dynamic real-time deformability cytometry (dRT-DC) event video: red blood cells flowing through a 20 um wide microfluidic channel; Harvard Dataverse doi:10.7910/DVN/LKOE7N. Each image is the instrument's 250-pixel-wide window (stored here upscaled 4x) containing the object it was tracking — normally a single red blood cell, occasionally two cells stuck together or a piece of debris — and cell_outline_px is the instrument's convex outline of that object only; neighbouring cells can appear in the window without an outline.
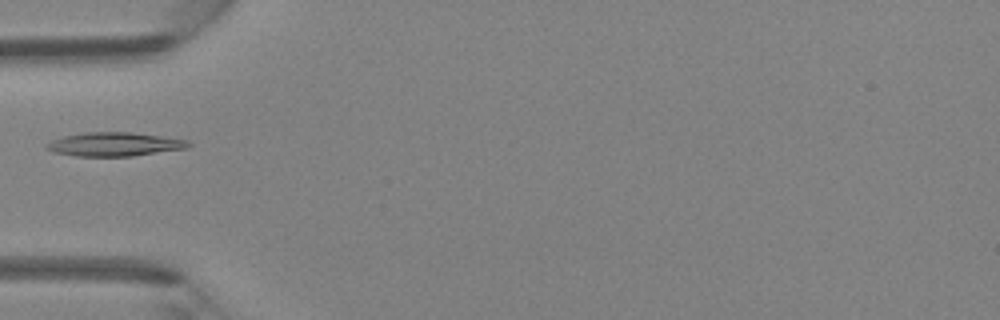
{"species": "Egyptian fruit bat (a non-hibernating species)", "species_latin": "Rousettus aegyptiacus", "temperature_condition": "room temperature", "stored_images_in_passage": 4, "camera_frame_rate_fps": 3000, "um_per_image_px": 0.085, "animal": {"sex": "female"}, "frame": {"image": 1, "passage_image": 4, "time_ms": 4.333, "image_size_px": [1000, 320], "cell_outline_px": [[192, 144], [188, 148], [132, 156], [76, 156], [52, 152], [44, 148], [44, 144], [52, 140], [64, 136], [84, 132], [128, 132], [160, 136], [188, 140]], "centroid_in_image_um": [9.69, 12.26], "position_along_channel_um": 75.3, "area_um2": 19.71}}